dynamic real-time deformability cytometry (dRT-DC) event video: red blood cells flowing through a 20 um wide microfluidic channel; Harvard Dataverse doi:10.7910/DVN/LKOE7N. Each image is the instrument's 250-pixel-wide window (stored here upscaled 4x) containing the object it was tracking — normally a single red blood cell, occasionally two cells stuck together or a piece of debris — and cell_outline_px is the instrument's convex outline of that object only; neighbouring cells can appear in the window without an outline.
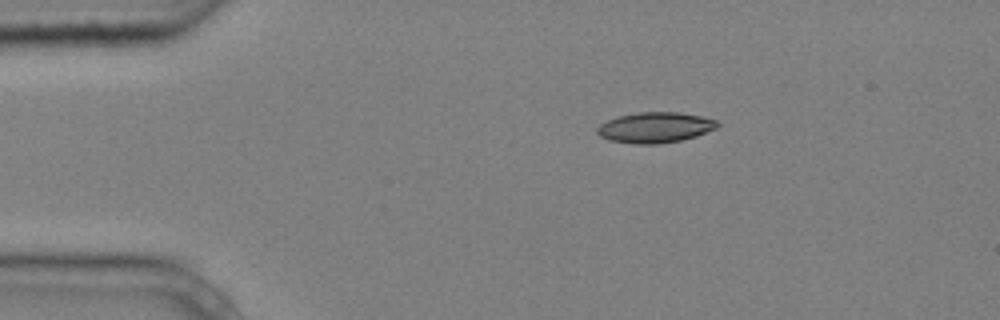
{"species": "common noctule bat (a hibernating species)", "species_latin": "Nyctalus noctula", "temperature_condition": "cold", "stored_images_in_passage": 5, "camera_frame_rate_fps": 3000, "um_per_image_px": 0.085, "animal": {"sex": "male", "body_mass_g": 20.4}, "frame": {"image": 1, "passage_image": 1, "time_ms": 0.0, "image_size_px": [1000, 320], "cell_outline_px": [[720, 124], [716, 128], [696, 136], [680, 140], [656, 144], [632, 144], [608, 140], [600, 136], [596, 132], [596, 128], [600, 124], [616, 116], [640, 112], [680, 112], [700, 116], [716, 120]], "centroid_in_image_um": [55.65, 10.83], "position_along_channel_um": 29.4, "area_um2": 21.44}}
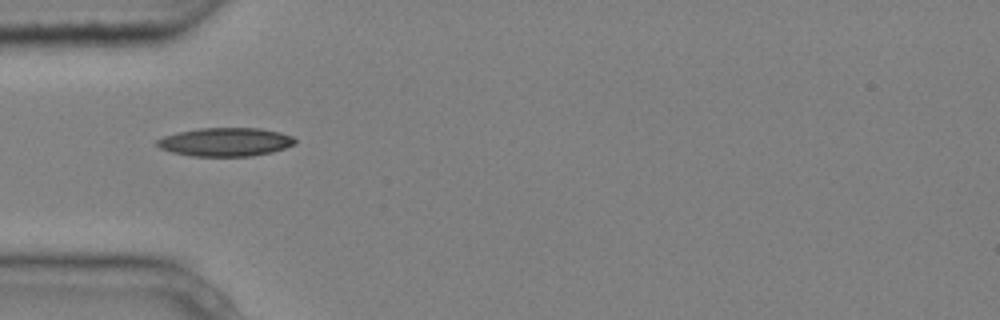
{"frame": {"image": 2, "passage_image": 3, "time_ms": 0.667, "image_size_px": [1000, 320], "cell_outline_px": [[296, 144], [272, 152], [252, 156], [192, 156], [172, 152], [160, 148], [156, 144], [156, 140], [164, 136], [176, 132], [200, 128], [260, 128], [280, 132], [292, 136], [296, 140]], "centroid_in_image_um": [19.16, 12.06], "position_along_channel_um": 65.8, "area_um2": 23.0}}
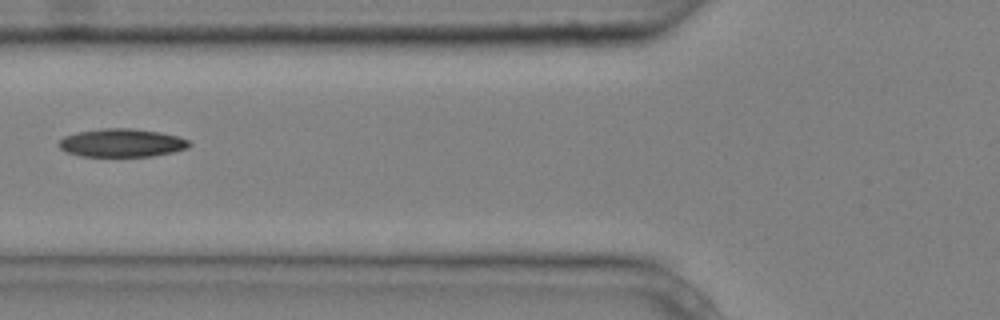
{"frame": {"image": 3, "passage_image": 4, "time_ms": 1.0, "image_size_px": [1000, 320], "cell_outline_px": [[192, 144], [188, 148], [172, 152], [152, 156], [80, 156], [64, 152], [56, 144], [64, 136], [80, 132], [104, 128], [132, 128], [160, 132], [176, 136], [188, 140]], "centroid_in_image_um": [10.33, 12.15], "position_along_channel_um": 115.5, "area_um2": 21.44}}